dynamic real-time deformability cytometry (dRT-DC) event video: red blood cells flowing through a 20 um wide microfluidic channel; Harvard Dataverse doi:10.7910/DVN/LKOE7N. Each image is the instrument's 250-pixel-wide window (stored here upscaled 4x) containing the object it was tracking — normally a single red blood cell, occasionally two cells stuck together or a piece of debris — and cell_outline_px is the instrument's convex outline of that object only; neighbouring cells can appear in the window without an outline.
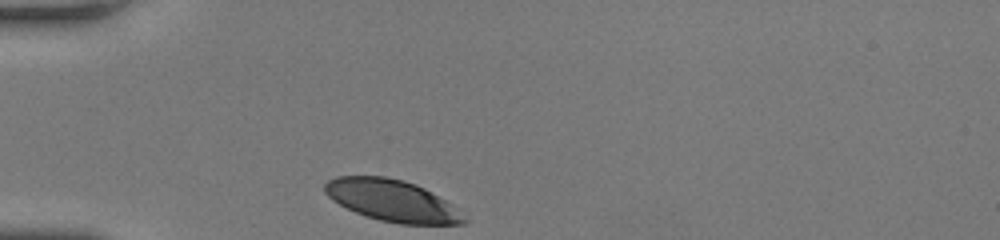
{"species": "human", "species_latin": "Homo sapiens", "temperature_condition": "room temperature", "stored_images_in_passage": 29, "camera_frame_rate_fps": 3000, "um_per_image_px": 0.085, "donor": {"sex": "female"}, "frame": {"image": 1, "passage_image": 1, "time_ms": 0.0, "image_size_px": [1000, 240], "cell_outline_px": [[468, 220], [464, 224], [400, 224], [380, 220], [356, 212], [332, 200], [324, 192], [324, 184], [328, 180], [336, 176], [384, 176], [404, 180], [416, 184], [424, 188], [452, 204]], "centroid_in_image_um": [33.33, 17.04], "position_along_channel_um": 51.7, "area_um2": 33.58}}
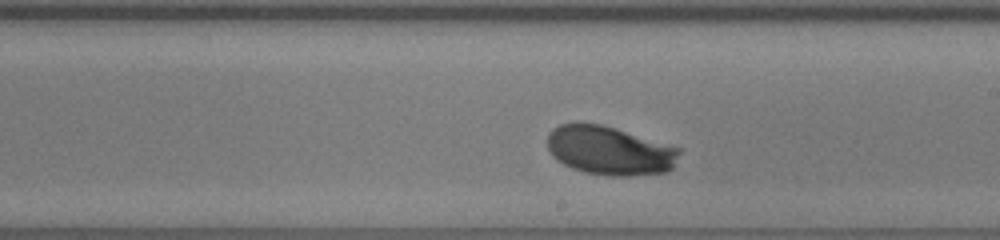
{"frame": {"image": 2, "passage_image": 17, "time_ms": 5.333, "image_size_px": [1000, 240], "cell_outline_px": [[680, 152], [672, 168], [668, 172], [628, 176], [612, 176], [584, 172], [572, 168], [556, 160], [552, 156], [548, 148], [548, 132], [552, 128], [560, 124], [600, 124], [680, 148]], "centroid_in_image_um": [51.8, 12.82], "position_along_channel_um": 237.2, "area_um2": 37.17}}
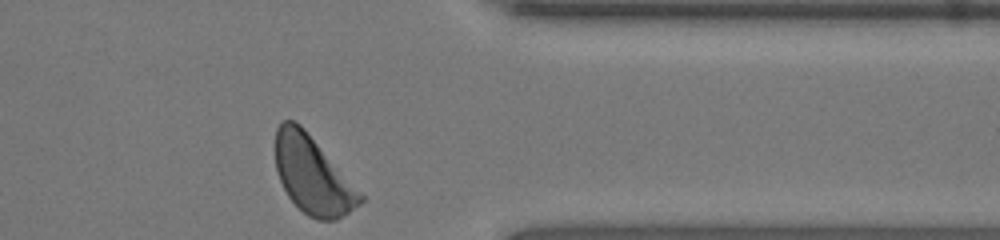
{"frame": {"image": 3, "passage_image": 29, "time_ms": 9.333, "image_size_px": [1000, 240], "cell_outline_px": [[364, 200], [360, 204], [336, 220], [316, 220], [308, 216], [288, 196], [280, 180], [276, 168], [276, 128], [284, 120], [296, 120], [304, 128], [364, 196]], "centroid_in_image_um": [26.57, 14.89], "position_along_channel_um": 384.8, "area_um2": 37.69}, "authors_computed_cell_mechanics": {"area_um2": 37.1076, "velocity_mm_per_s": 3.8823, "shape_relaxation_time_tau1_ms": 2.5159, "shape_relaxation_time_tau2_ms": null, "deformation_change_tau1": 0.1415, "deformation_change_tau2": null}}